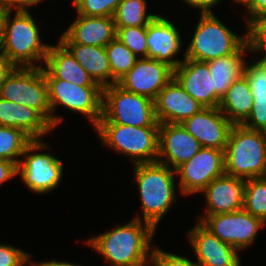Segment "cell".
Masks as SVG:
<instances>
[{
    "instance_id": "d6a6232c",
    "label": "cell",
    "mask_w": 266,
    "mask_h": 266,
    "mask_svg": "<svg viewBox=\"0 0 266 266\" xmlns=\"http://www.w3.org/2000/svg\"><path fill=\"white\" fill-rule=\"evenodd\" d=\"M245 63L244 75L248 80L253 97L266 96V64L259 59Z\"/></svg>"
},
{
    "instance_id": "9c48e42d",
    "label": "cell",
    "mask_w": 266,
    "mask_h": 266,
    "mask_svg": "<svg viewBox=\"0 0 266 266\" xmlns=\"http://www.w3.org/2000/svg\"><path fill=\"white\" fill-rule=\"evenodd\" d=\"M0 97L34 108L52 125L43 67H16L0 88Z\"/></svg>"
},
{
    "instance_id": "74e56055",
    "label": "cell",
    "mask_w": 266,
    "mask_h": 266,
    "mask_svg": "<svg viewBox=\"0 0 266 266\" xmlns=\"http://www.w3.org/2000/svg\"><path fill=\"white\" fill-rule=\"evenodd\" d=\"M242 5L245 6L248 11V14H246L248 17L245 18L247 29L260 16L266 14V0H245Z\"/></svg>"
},
{
    "instance_id": "5bb4252c",
    "label": "cell",
    "mask_w": 266,
    "mask_h": 266,
    "mask_svg": "<svg viewBox=\"0 0 266 266\" xmlns=\"http://www.w3.org/2000/svg\"><path fill=\"white\" fill-rule=\"evenodd\" d=\"M201 148L200 142L181 124H159L158 162L176 170Z\"/></svg>"
},
{
    "instance_id": "836d02e7",
    "label": "cell",
    "mask_w": 266,
    "mask_h": 266,
    "mask_svg": "<svg viewBox=\"0 0 266 266\" xmlns=\"http://www.w3.org/2000/svg\"><path fill=\"white\" fill-rule=\"evenodd\" d=\"M253 98L251 113L241 125L251 130L266 132V96Z\"/></svg>"
},
{
    "instance_id": "ee69618b",
    "label": "cell",
    "mask_w": 266,
    "mask_h": 266,
    "mask_svg": "<svg viewBox=\"0 0 266 266\" xmlns=\"http://www.w3.org/2000/svg\"><path fill=\"white\" fill-rule=\"evenodd\" d=\"M5 12L6 11L2 7H0V37L2 33V24H3V17H4Z\"/></svg>"
},
{
    "instance_id": "b9f144b4",
    "label": "cell",
    "mask_w": 266,
    "mask_h": 266,
    "mask_svg": "<svg viewBox=\"0 0 266 266\" xmlns=\"http://www.w3.org/2000/svg\"><path fill=\"white\" fill-rule=\"evenodd\" d=\"M15 68L16 66L12 62L0 54V88Z\"/></svg>"
},
{
    "instance_id": "8d00e7d4",
    "label": "cell",
    "mask_w": 266,
    "mask_h": 266,
    "mask_svg": "<svg viewBox=\"0 0 266 266\" xmlns=\"http://www.w3.org/2000/svg\"><path fill=\"white\" fill-rule=\"evenodd\" d=\"M152 259L159 266H200L197 262H192L188 257L164 252L162 249L154 248Z\"/></svg>"
},
{
    "instance_id": "5b68a950",
    "label": "cell",
    "mask_w": 266,
    "mask_h": 266,
    "mask_svg": "<svg viewBox=\"0 0 266 266\" xmlns=\"http://www.w3.org/2000/svg\"><path fill=\"white\" fill-rule=\"evenodd\" d=\"M248 39V29L244 35L238 36L217 19L213 12L200 13L199 22L187 45L183 60L208 62L234 54Z\"/></svg>"
},
{
    "instance_id": "f35d334b",
    "label": "cell",
    "mask_w": 266,
    "mask_h": 266,
    "mask_svg": "<svg viewBox=\"0 0 266 266\" xmlns=\"http://www.w3.org/2000/svg\"><path fill=\"white\" fill-rule=\"evenodd\" d=\"M43 0H0V7L5 11H29L30 6H35Z\"/></svg>"
},
{
    "instance_id": "30bf717a",
    "label": "cell",
    "mask_w": 266,
    "mask_h": 266,
    "mask_svg": "<svg viewBox=\"0 0 266 266\" xmlns=\"http://www.w3.org/2000/svg\"><path fill=\"white\" fill-rule=\"evenodd\" d=\"M47 145L41 140H32L18 164L17 172L23 183L31 192L37 194L55 190L63 177V162L50 153L41 152L43 149H49Z\"/></svg>"
},
{
    "instance_id": "f546056e",
    "label": "cell",
    "mask_w": 266,
    "mask_h": 266,
    "mask_svg": "<svg viewBox=\"0 0 266 266\" xmlns=\"http://www.w3.org/2000/svg\"><path fill=\"white\" fill-rule=\"evenodd\" d=\"M243 208L266 223V176L246 180Z\"/></svg>"
},
{
    "instance_id": "e575fe53",
    "label": "cell",
    "mask_w": 266,
    "mask_h": 266,
    "mask_svg": "<svg viewBox=\"0 0 266 266\" xmlns=\"http://www.w3.org/2000/svg\"><path fill=\"white\" fill-rule=\"evenodd\" d=\"M31 257L29 253L14 246L0 244V266H25ZM31 262L29 266H33V261Z\"/></svg>"
},
{
    "instance_id": "ffe728a7",
    "label": "cell",
    "mask_w": 266,
    "mask_h": 266,
    "mask_svg": "<svg viewBox=\"0 0 266 266\" xmlns=\"http://www.w3.org/2000/svg\"><path fill=\"white\" fill-rule=\"evenodd\" d=\"M246 180L223 174L211 181L200 193L206 198L205 215L232 213L244 207Z\"/></svg>"
},
{
    "instance_id": "7402d4cb",
    "label": "cell",
    "mask_w": 266,
    "mask_h": 266,
    "mask_svg": "<svg viewBox=\"0 0 266 266\" xmlns=\"http://www.w3.org/2000/svg\"><path fill=\"white\" fill-rule=\"evenodd\" d=\"M44 63L45 79H61L79 86H100L60 41L49 47Z\"/></svg>"
},
{
    "instance_id": "8fae6325",
    "label": "cell",
    "mask_w": 266,
    "mask_h": 266,
    "mask_svg": "<svg viewBox=\"0 0 266 266\" xmlns=\"http://www.w3.org/2000/svg\"><path fill=\"white\" fill-rule=\"evenodd\" d=\"M197 221L238 252L251 246L258 231L266 225L261 218L249 214L244 208L232 213L201 215Z\"/></svg>"
},
{
    "instance_id": "d6986e66",
    "label": "cell",
    "mask_w": 266,
    "mask_h": 266,
    "mask_svg": "<svg viewBox=\"0 0 266 266\" xmlns=\"http://www.w3.org/2000/svg\"><path fill=\"white\" fill-rule=\"evenodd\" d=\"M181 35L179 29L172 21L157 15L147 25V58L168 64L173 69L177 68L182 60L175 58L181 50Z\"/></svg>"
},
{
    "instance_id": "4316f807",
    "label": "cell",
    "mask_w": 266,
    "mask_h": 266,
    "mask_svg": "<svg viewBox=\"0 0 266 266\" xmlns=\"http://www.w3.org/2000/svg\"><path fill=\"white\" fill-rule=\"evenodd\" d=\"M146 0H121L113 19L116 28L147 26L157 15L147 14Z\"/></svg>"
},
{
    "instance_id": "cb8c5ba5",
    "label": "cell",
    "mask_w": 266,
    "mask_h": 266,
    "mask_svg": "<svg viewBox=\"0 0 266 266\" xmlns=\"http://www.w3.org/2000/svg\"><path fill=\"white\" fill-rule=\"evenodd\" d=\"M248 51L252 52L249 39L234 54L206 62L209 67L215 93L221 99L230 86L244 74V66L246 63L244 54L248 53Z\"/></svg>"
},
{
    "instance_id": "52a82bcc",
    "label": "cell",
    "mask_w": 266,
    "mask_h": 266,
    "mask_svg": "<svg viewBox=\"0 0 266 266\" xmlns=\"http://www.w3.org/2000/svg\"><path fill=\"white\" fill-rule=\"evenodd\" d=\"M99 123H115L135 127L159 126L154 101L127 91L117 83L103 88L102 117Z\"/></svg>"
},
{
    "instance_id": "8992f818",
    "label": "cell",
    "mask_w": 266,
    "mask_h": 266,
    "mask_svg": "<svg viewBox=\"0 0 266 266\" xmlns=\"http://www.w3.org/2000/svg\"><path fill=\"white\" fill-rule=\"evenodd\" d=\"M94 128L104 145L125 154L134 164L157 161L159 126L98 123Z\"/></svg>"
},
{
    "instance_id": "60d3db41",
    "label": "cell",
    "mask_w": 266,
    "mask_h": 266,
    "mask_svg": "<svg viewBox=\"0 0 266 266\" xmlns=\"http://www.w3.org/2000/svg\"><path fill=\"white\" fill-rule=\"evenodd\" d=\"M191 7L201 10V13H212V7L220 3L221 0H182Z\"/></svg>"
},
{
    "instance_id": "6da1fadb",
    "label": "cell",
    "mask_w": 266,
    "mask_h": 266,
    "mask_svg": "<svg viewBox=\"0 0 266 266\" xmlns=\"http://www.w3.org/2000/svg\"><path fill=\"white\" fill-rule=\"evenodd\" d=\"M125 225L96 235L86 244L96 250L112 266H140L152 259L153 235L156 229L135 215Z\"/></svg>"
},
{
    "instance_id": "f6af8a7d",
    "label": "cell",
    "mask_w": 266,
    "mask_h": 266,
    "mask_svg": "<svg viewBox=\"0 0 266 266\" xmlns=\"http://www.w3.org/2000/svg\"><path fill=\"white\" fill-rule=\"evenodd\" d=\"M140 266H159V265L153 259H151L148 262H146Z\"/></svg>"
},
{
    "instance_id": "4fadbf2b",
    "label": "cell",
    "mask_w": 266,
    "mask_h": 266,
    "mask_svg": "<svg viewBox=\"0 0 266 266\" xmlns=\"http://www.w3.org/2000/svg\"><path fill=\"white\" fill-rule=\"evenodd\" d=\"M173 77L174 69L168 64L151 58H138L134 67L117 84L154 101Z\"/></svg>"
},
{
    "instance_id": "e0dca14e",
    "label": "cell",
    "mask_w": 266,
    "mask_h": 266,
    "mask_svg": "<svg viewBox=\"0 0 266 266\" xmlns=\"http://www.w3.org/2000/svg\"><path fill=\"white\" fill-rule=\"evenodd\" d=\"M154 107L159 124H181L204 108L174 77L158 93L154 100Z\"/></svg>"
},
{
    "instance_id": "ab89813d",
    "label": "cell",
    "mask_w": 266,
    "mask_h": 266,
    "mask_svg": "<svg viewBox=\"0 0 266 266\" xmlns=\"http://www.w3.org/2000/svg\"><path fill=\"white\" fill-rule=\"evenodd\" d=\"M18 166L9 160L0 159V185L3 182L18 176Z\"/></svg>"
},
{
    "instance_id": "7bdbcfd3",
    "label": "cell",
    "mask_w": 266,
    "mask_h": 266,
    "mask_svg": "<svg viewBox=\"0 0 266 266\" xmlns=\"http://www.w3.org/2000/svg\"><path fill=\"white\" fill-rule=\"evenodd\" d=\"M33 266H81L80 264L77 265V264H73V263H69V262H57L55 259L50 261V262H47V261H44V262H33Z\"/></svg>"
},
{
    "instance_id": "4dcf8cb0",
    "label": "cell",
    "mask_w": 266,
    "mask_h": 266,
    "mask_svg": "<svg viewBox=\"0 0 266 266\" xmlns=\"http://www.w3.org/2000/svg\"><path fill=\"white\" fill-rule=\"evenodd\" d=\"M116 30V37L125 44L128 49L137 57L139 56V58H147V26L116 28Z\"/></svg>"
},
{
    "instance_id": "1f68e13d",
    "label": "cell",
    "mask_w": 266,
    "mask_h": 266,
    "mask_svg": "<svg viewBox=\"0 0 266 266\" xmlns=\"http://www.w3.org/2000/svg\"><path fill=\"white\" fill-rule=\"evenodd\" d=\"M121 0H73L77 15L113 17Z\"/></svg>"
},
{
    "instance_id": "277c9868",
    "label": "cell",
    "mask_w": 266,
    "mask_h": 266,
    "mask_svg": "<svg viewBox=\"0 0 266 266\" xmlns=\"http://www.w3.org/2000/svg\"><path fill=\"white\" fill-rule=\"evenodd\" d=\"M225 173L242 179L266 176V133L233 125L224 149Z\"/></svg>"
},
{
    "instance_id": "7a4b0ae2",
    "label": "cell",
    "mask_w": 266,
    "mask_h": 266,
    "mask_svg": "<svg viewBox=\"0 0 266 266\" xmlns=\"http://www.w3.org/2000/svg\"><path fill=\"white\" fill-rule=\"evenodd\" d=\"M6 11L0 37V54L16 67H43L50 45L41 42L30 11ZM42 62L41 65H36Z\"/></svg>"
},
{
    "instance_id": "3957f363",
    "label": "cell",
    "mask_w": 266,
    "mask_h": 266,
    "mask_svg": "<svg viewBox=\"0 0 266 266\" xmlns=\"http://www.w3.org/2000/svg\"><path fill=\"white\" fill-rule=\"evenodd\" d=\"M134 165V180L143 208V221L155 229L176 202V170L158 161Z\"/></svg>"
},
{
    "instance_id": "603a6c76",
    "label": "cell",
    "mask_w": 266,
    "mask_h": 266,
    "mask_svg": "<svg viewBox=\"0 0 266 266\" xmlns=\"http://www.w3.org/2000/svg\"><path fill=\"white\" fill-rule=\"evenodd\" d=\"M0 126L22 130L32 140L51 132L52 125L34 108L17 104L0 97Z\"/></svg>"
},
{
    "instance_id": "83f0119b",
    "label": "cell",
    "mask_w": 266,
    "mask_h": 266,
    "mask_svg": "<svg viewBox=\"0 0 266 266\" xmlns=\"http://www.w3.org/2000/svg\"><path fill=\"white\" fill-rule=\"evenodd\" d=\"M112 75V85L117 83L135 65L137 57L117 37L105 46Z\"/></svg>"
},
{
    "instance_id": "484cf974",
    "label": "cell",
    "mask_w": 266,
    "mask_h": 266,
    "mask_svg": "<svg viewBox=\"0 0 266 266\" xmlns=\"http://www.w3.org/2000/svg\"><path fill=\"white\" fill-rule=\"evenodd\" d=\"M254 98L243 74L226 91L219 109L233 125H241L250 115Z\"/></svg>"
},
{
    "instance_id": "ba28073f",
    "label": "cell",
    "mask_w": 266,
    "mask_h": 266,
    "mask_svg": "<svg viewBox=\"0 0 266 266\" xmlns=\"http://www.w3.org/2000/svg\"><path fill=\"white\" fill-rule=\"evenodd\" d=\"M48 86V98L52 110V127L62 122L54 115L57 105L81 113L95 127L102 117L103 88L101 86H79L61 79H45Z\"/></svg>"
},
{
    "instance_id": "7dc6e473",
    "label": "cell",
    "mask_w": 266,
    "mask_h": 266,
    "mask_svg": "<svg viewBox=\"0 0 266 266\" xmlns=\"http://www.w3.org/2000/svg\"><path fill=\"white\" fill-rule=\"evenodd\" d=\"M233 1H234L235 3H238V4H239V3L242 4L245 0H233Z\"/></svg>"
},
{
    "instance_id": "44dd1931",
    "label": "cell",
    "mask_w": 266,
    "mask_h": 266,
    "mask_svg": "<svg viewBox=\"0 0 266 266\" xmlns=\"http://www.w3.org/2000/svg\"><path fill=\"white\" fill-rule=\"evenodd\" d=\"M113 17H89L78 15L75 21L63 32L61 43H77L105 47L116 38Z\"/></svg>"
},
{
    "instance_id": "2e32d148",
    "label": "cell",
    "mask_w": 266,
    "mask_h": 266,
    "mask_svg": "<svg viewBox=\"0 0 266 266\" xmlns=\"http://www.w3.org/2000/svg\"><path fill=\"white\" fill-rule=\"evenodd\" d=\"M200 266H237L240 262L238 251L221 241L201 222L187 233Z\"/></svg>"
},
{
    "instance_id": "d590c367",
    "label": "cell",
    "mask_w": 266,
    "mask_h": 266,
    "mask_svg": "<svg viewBox=\"0 0 266 266\" xmlns=\"http://www.w3.org/2000/svg\"><path fill=\"white\" fill-rule=\"evenodd\" d=\"M248 36L252 51L266 53V14L248 27Z\"/></svg>"
},
{
    "instance_id": "9a60e30c",
    "label": "cell",
    "mask_w": 266,
    "mask_h": 266,
    "mask_svg": "<svg viewBox=\"0 0 266 266\" xmlns=\"http://www.w3.org/2000/svg\"><path fill=\"white\" fill-rule=\"evenodd\" d=\"M181 125L194 136L202 147L224 150L233 124L219 107L203 108L184 120Z\"/></svg>"
},
{
    "instance_id": "ac0fdd59",
    "label": "cell",
    "mask_w": 266,
    "mask_h": 266,
    "mask_svg": "<svg viewBox=\"0 0 266 266\" xmlns=\"http://www.w3.org/2000/svg\"><path fill=\"white\" fill-rule=\"evenodd\" d=\"M174 78L204 108L219 107L221 98L215 93L206 62L184 59L174 69Z\"/></svg>"
},
{
    "instance_id": "bcb514c9",
    "label": "cell",
    "mask_w": 266,
    "mask_h": 266,
    "mask_svg": "<svg viewBox=\"0 0 266 266\" xmlns=\"http://www.w3.org/2000/svg\"><path fill=\"white\" fill-rule=\"evenodd\" d=\"M262 58H260L266 64V53H262Z\"/></svg>"
},
{
    "instance_id": "d4e9b609",
    "label": "cell",
    "mask_w": 266,
    "mask_h": 266,
    "mask_svg": "<svg viewBox=\"0 0 266 266\" xmlns=\"http://www.w3.org/2000/svg\"><path fill=\"white\" fill-rule=\"evenodd\" d=\"M75 60L90 74L102 88L112 85V75L105 47L62 43Z\"/></svg>"
},
{
    "instance_id": "f1b7e54d",
    "label": "cell",
    "mask_w": 266,
    "mask_h": 266,
    "mask_svg": "<svg viewBox=\"0 0 266 266\" xmlns=\"http://www.w3.org/2000/svg\"><path fill=\"white\" fill-rule=\"evenodd\" d=\"M32 139L22 130L0 126V159L14 162L17 166L27 145Z\"/></svg>"
},
{
    "instance_id": "7c38bea8",
    "label": "cell",
    "mask_w": 266,
    "mask_h": 266,
    "mask_svg": "<svg viewBox=\"0 0 266 266\" xmlns=\"http://www.w3.org/2000/svg\"><path fill=\"white\" fill-rule=\"evenodd\" d=\"M178 188L184 195L200 193L211 181L225 174L224 150L202 147L176 169Z\"/></svg>"
}]
</instances>
